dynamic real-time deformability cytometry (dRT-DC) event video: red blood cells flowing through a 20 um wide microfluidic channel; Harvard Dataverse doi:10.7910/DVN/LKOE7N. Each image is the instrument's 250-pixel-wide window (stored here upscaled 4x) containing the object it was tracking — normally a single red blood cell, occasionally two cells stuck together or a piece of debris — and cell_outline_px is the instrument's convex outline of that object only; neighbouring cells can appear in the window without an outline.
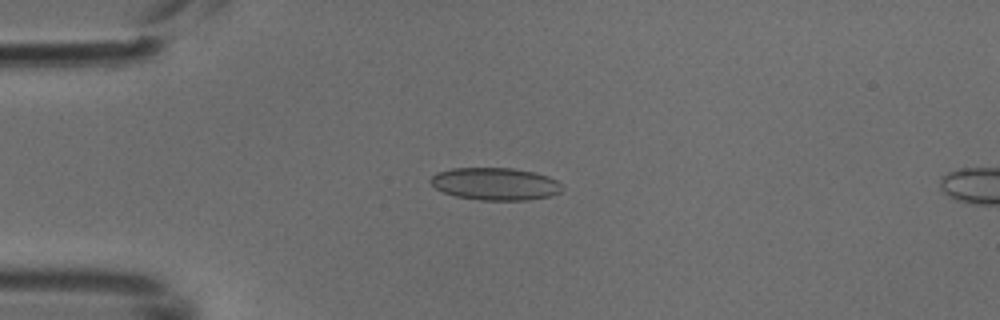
{"species": "common noctule bat (a hibernating species)", "species_latin": "Nyctalus noctula", "temperature_condition": "cold", "stored_images_in_passage": 4, "camera_frame_rate_fps": 3000, "um_per_image_px": 0.085, "animal": {"sex": "male", "body_mass_g": 18.8}, "frame": {"image": 1, "passage_image": 3, "time_ms": 0.667, "image_size_px": [1000, 320], "cell_outline_px": [[564, 188], [560, 192], [548, 196], [528, 200], [480, 200], [456, 196], [444, 192], [436, 188], [428, 180], [436, 172], [452, 168], [512, 168], [532, 172], [548, 176], [556, 180]], "centroid_in_image_um": [42.08, 15.63], "position_along_channel_um": 42.9, "area_um2": 24.8}}